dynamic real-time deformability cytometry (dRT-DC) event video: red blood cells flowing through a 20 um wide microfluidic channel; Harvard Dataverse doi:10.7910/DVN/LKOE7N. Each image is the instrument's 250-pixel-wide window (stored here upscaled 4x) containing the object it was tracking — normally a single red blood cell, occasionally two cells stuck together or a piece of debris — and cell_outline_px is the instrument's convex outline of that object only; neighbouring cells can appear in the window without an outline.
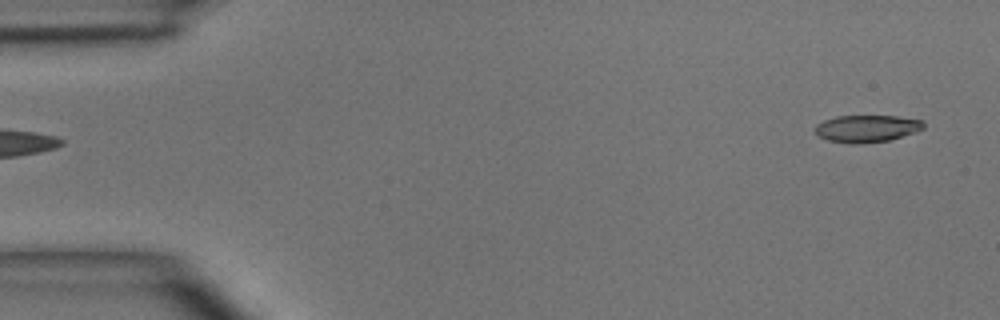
{"species": "common noctule bat (a hibernating species)", "species_latin": "Nyctalus noctula", "temperature_condition": "room temperature", "stored_images_in_passage": 5, "segment_of_instrument_passage": [2, 2], "camera_frame_rate_fps": 3000, "um_per_image_px": 0.085, "animal": {"sex": "male", "body_mass_g": 15.6}, "frame": {"image": 1, "passage_image": 5, "time_ms": 4.333, "image_size_px": [1000, 320], "cell_outline_px": [[924, 128], [916, 132], [888, 140], [860, 144], [848, 144], [828, 140], [816, 136], [812, 128], [816, 124], [824, 120], [836, 116], [896, 116], [924, 120]], "centroid_in_image_um": [73.62, 10.93], "position_along_channel_um": 11.4, "area_um2": 17.46}}